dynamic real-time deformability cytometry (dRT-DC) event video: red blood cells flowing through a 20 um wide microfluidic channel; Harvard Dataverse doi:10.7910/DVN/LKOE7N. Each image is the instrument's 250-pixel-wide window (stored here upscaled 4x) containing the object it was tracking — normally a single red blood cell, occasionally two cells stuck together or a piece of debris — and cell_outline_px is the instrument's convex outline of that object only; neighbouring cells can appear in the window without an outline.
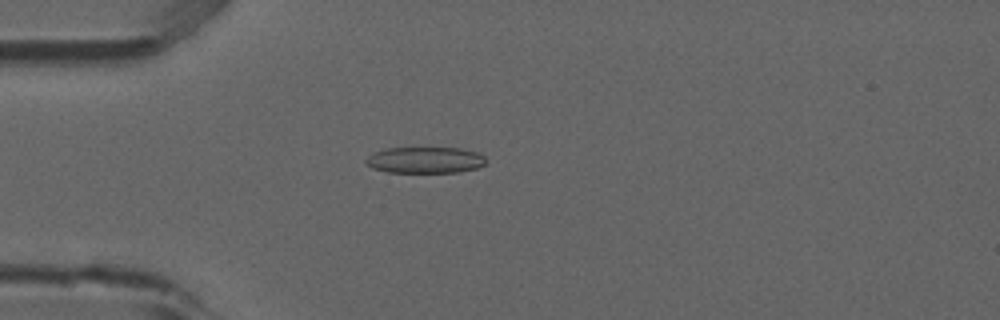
{"species": "common noctule bat (a hibernating species)", "species_latin": "Nyctalus noctula", "temperature_condition": "room temperature", "stored_images_in_passage": 5, "camera_frame_rate_fps": 3000, "um_per_image_px": 0.085, "animal": {"sex": "male", "forearm_length_mm": 52.5}, "frame": {"image": 1, "passage_image": 5, "time_ms": 1.333, "image_size_px": [1000, 320], "cell_outline_px": [[488, 160], [484, 164], [476, 168], [460, 172], [384, 172], [372, 168], [364, 160], [368, 156], [376, 152], [388, 148], [460, 148], [480, 152]], "centroid_in_image_um": [36.18, 13.6], "position_along_channel_um": 48.8, "area_um2": 18.44}}